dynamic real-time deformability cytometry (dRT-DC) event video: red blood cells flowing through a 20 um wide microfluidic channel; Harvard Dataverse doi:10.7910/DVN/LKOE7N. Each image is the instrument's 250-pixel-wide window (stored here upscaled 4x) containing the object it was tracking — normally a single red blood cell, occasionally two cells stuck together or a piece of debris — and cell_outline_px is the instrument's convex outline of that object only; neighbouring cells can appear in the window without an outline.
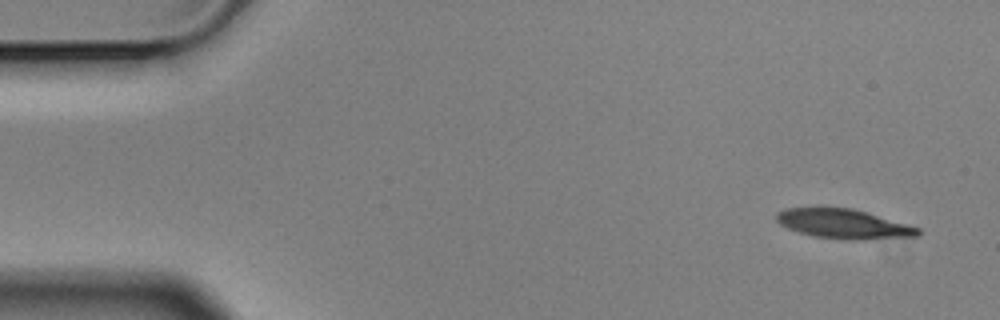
{"species": "Egyptian fruit bat (a non-hibernating species)", "species_latin": "Rousettus aegyptiacus", "temperature_condition": "cold", "stored_images_in_passage": 6, "camera_frame_rate_fps": 3000, "um_per_image_px": 0.085, "animal": {"sex": "male"}, "frame": {"image": 1, "passage_image": 1, "time_ms": 0.0, "image_size_px": [1000, 320], "cell_outline_px": [[920, 236], [864, 240], [844, 240], [812, 236], [788, 228], [780, 224], [776, 220], [776, 212], [784, 208], [852, 208], [920, 228]], "centroid_in_image_um": [71.7, 19.05], "position_along_channel_um": 13.3, "area_um2": 24.28}}
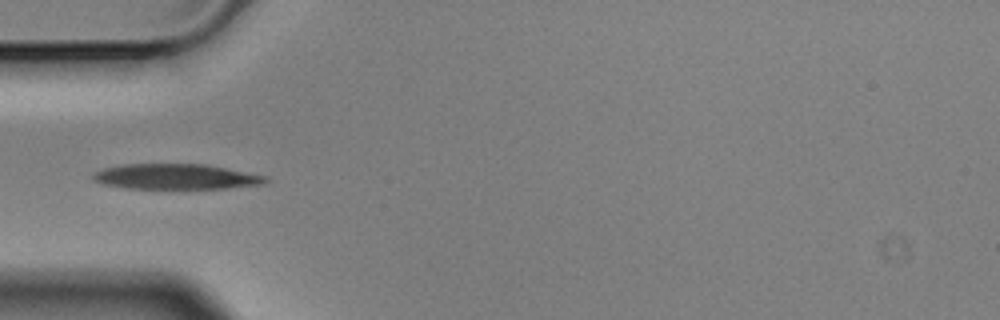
{"frame": {"image": 2, "passage_image": 5, "time_ms": 1.333, "image_size_px": [1000, 320], "cell_outline_px": [[268, 180], [264, 184], [228, 188], [128, 188], [104, 184], [96, 180], [92, 176], [92, 172], [104, 168], [124, 164], [204, 164], [268, 176]], "centroid_in_image_um": [14.97, 15.01], "position_along_channel_um": 70.0, "area_um2": 25.26}}
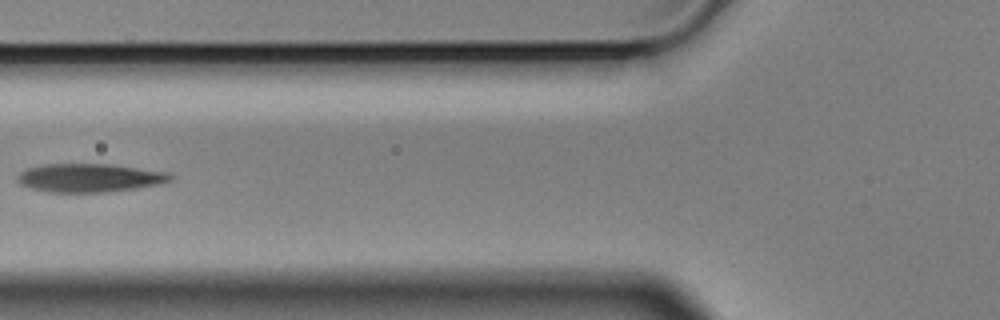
{"frame": {"image": 3, "passage_image": 6, "time_ms": 1.667, "image_size_px": [1000, 320], "cell_outline_px": [[172, 180], [156, 184], [136, 188], [104, 192], [48, 192], [28, 188], [20, 184], [16, 180], [16, 176], [20, 172], [28, 168], [44, 164], [112, 164], [168, 172], [172, 176]], "centroid_in_image_um": [7.56, 15.11], "position_along_channel_um": 118.2, "area_um2": 25.37}}